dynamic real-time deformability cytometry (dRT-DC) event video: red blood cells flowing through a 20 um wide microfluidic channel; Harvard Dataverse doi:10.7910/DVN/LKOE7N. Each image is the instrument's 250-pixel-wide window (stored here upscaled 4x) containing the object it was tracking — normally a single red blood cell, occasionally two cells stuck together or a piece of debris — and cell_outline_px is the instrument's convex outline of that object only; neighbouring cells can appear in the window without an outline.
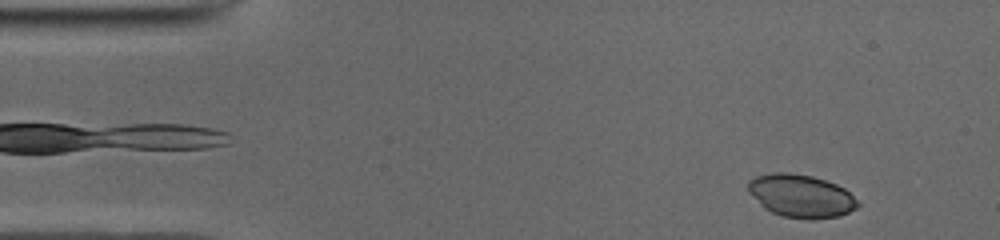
{"species": "common noctule bat (a hibernating species)", "species_latin": "Nyctalus noctula", "temperature_condition": "cold", "stored_images_in_passage": 48, "camera_frame_rate_fps": 3000, "um_per_image_px": 0.085, "animal": {"sex": "male", "body_mass_g": 19.0, "forearm_length_mm": 50.8}, "frame": {"image": 1, "passage_image": 2, "time_ms": 0.333, "image_size_px": [1000, 240], "cell_outline_px": [[860, 204], [856, 208], [840, 216], [812, 220], [784, 216], [772, 212], [764, 208], [760, 204], [748, 188], [748, 180], [756, 176], [776, 172], [780, 172], [812, 176], [836, 184], [844, 188]], "centroid_in_image_um": [68.1, 16.66], "position_along_channel_um": 16.9, "area_um2": 27.05}}
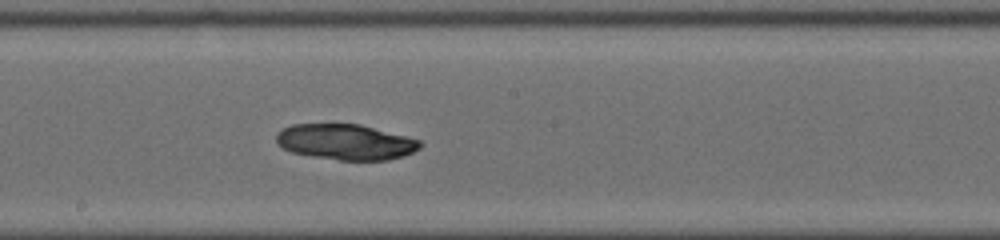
{"frame": {"image": 2, "passage_image": 24, "time_ms": 7.667, "image_size_px": [1000, 240], "cell_outline_px": [[420, 148], [412, 152], [388, 160], [340, 160], [312, 156], [292, 152], [284, 148], [276, 140], [276, 136], [284, 128], [292, 124], [360, 124], [420, 140]], "centroid_in_image_um": [29.38, 12.06], "position_along_channel_um": 218.8, "area_um2": 29.36}}
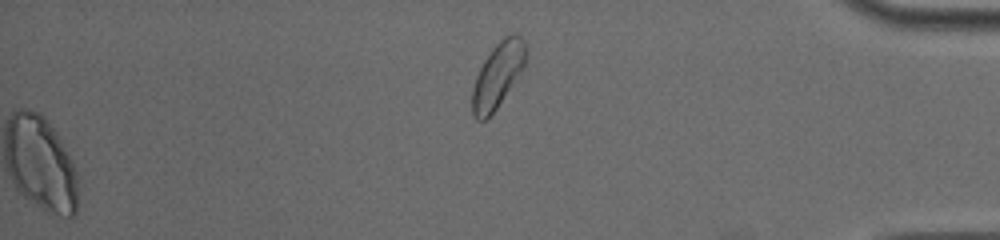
{"frame": {"image": 3, "passage_image": 48, "time_ms": 15.667, "image_size_px": [1000, 240], "cell_outline_px": [[528, 56], [524, 64], [496, 108], [484, 120], [476, 120], [472, 112], [472, 88], [476, 76], [484, 60], [492, 48], [504, 36], [512, 32], [516, 32], [524, 40], [528, 52]], "centroid_in_image_um": [42.31, 6.31], "position_along_channel_um": 392.9, "area_um2": 19.94}, "authors_computed_cell_mechanics": {"area_um2": 29.7959, "velocity_mm_per_s": 3.9485, "shape_relaxation_time_tau1_ms": 4.8578, "shape_relaxation_time_tau2_ms": null, "deformation_change_tau1": 0.0175, "deformation_change_tau2": null}}